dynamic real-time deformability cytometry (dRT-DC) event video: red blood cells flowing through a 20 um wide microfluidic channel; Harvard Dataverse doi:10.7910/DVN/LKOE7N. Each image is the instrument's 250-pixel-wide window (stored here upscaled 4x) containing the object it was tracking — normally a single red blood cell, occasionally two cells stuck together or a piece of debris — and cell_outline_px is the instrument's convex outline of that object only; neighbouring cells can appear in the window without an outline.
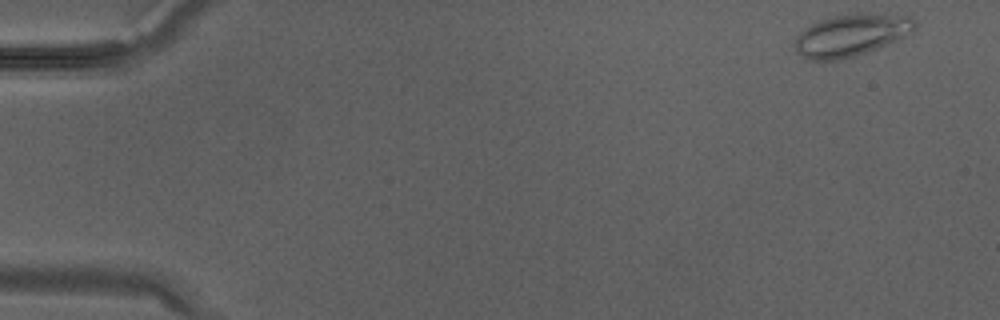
{"species": "Egyptian fruit bat (a non-hibernating species)", "species_latin": "Rousettus aegyptiacus", "temperature_condition": "warm", "stored_images_in_passage": 27, "camera_frame_rate_fps": 3000, "um_per_image_px": 0.085, "animal": {"sex": "male"}, "frame": {"image": 1, "passage_image": 1, "time_ms": 0.0, "image_size_px": [1000, 320], "cell_outline_px": [[916, 28], [908, 36], [856, 56], [836, 60], [812, 60], [796, 52], [792, 44], [796, 36], [804, 28], [820, 20], [836, 16], [908, 16], [916, 20]], "centroid_in_image_um": [72.31, 3.04], "position_along_channel_um": 12.7, "area_um2": 28.55}}
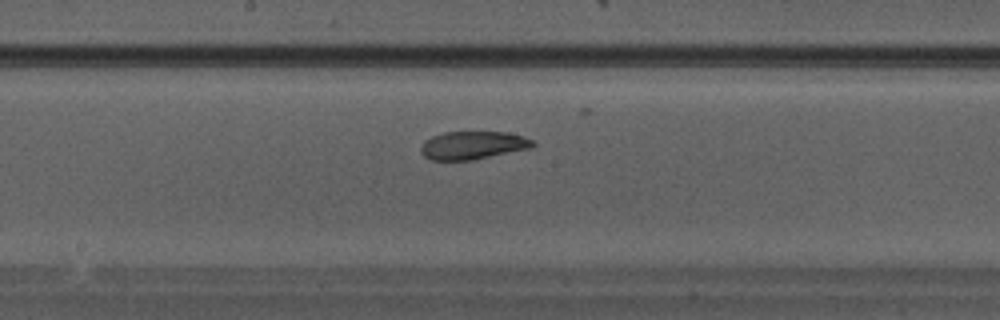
{"frame": {"image": 2, "passage_image": 18, "time_ms": 5.667, "image_size_px": [1000, 320], "cell_outline_px": [[536, 144], [532, 148], [472, 160], [432, 160], [424, 156], [420, 152], [420, 148], [424, 140], [432, 136], [444, 132], [508, 132], [524, 136], [532, 140]], "centroid_in_image_um": [40.2, 12.34], "position_along_channel_um": 208.0, "area_um2": 18.44}}
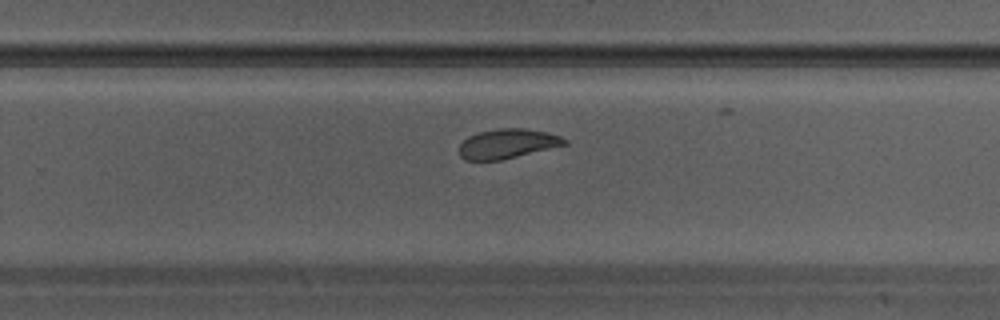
{"frame": {"image": 3, "passage_image": 22, "time_ms": 7.0, "image_size_px": [1000, 320], "cell_outline_px": [[568, 144], [500, 160], [464, 160], [460, 156], [460, 144], [468, 136], [480, 132], [500, 128], [524, 128], [548, 132], [560, 136], [568, 140]], "centroid_in_image_um": [43.15, 12.21], "position_along_channel_um": 286.7, "area_um2": 18.03}}